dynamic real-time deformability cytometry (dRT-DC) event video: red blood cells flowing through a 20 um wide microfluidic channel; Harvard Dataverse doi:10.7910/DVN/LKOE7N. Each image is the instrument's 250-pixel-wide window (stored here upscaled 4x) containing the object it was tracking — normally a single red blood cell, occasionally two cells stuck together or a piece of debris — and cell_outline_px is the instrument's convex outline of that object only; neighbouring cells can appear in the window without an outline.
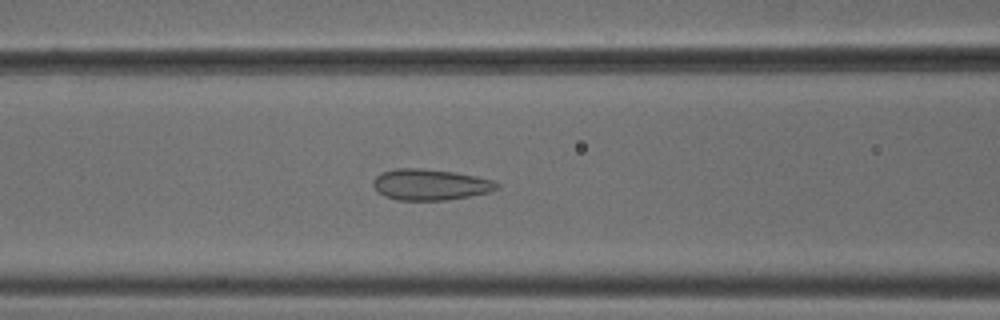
{"species": "common noctule bat (a hibernating species)", "species_latin": "Nyctalus noctula", "temperature_condition": "cold", "stored_images_in_passage": 53, "camera_frame_rate_fps": 3000, "um_per_image_px": 0.085, "animal": {"sex": "male", "body_mass_g": 18.8}, "frame": {"image": 1, "passage_image": 22, "time_ms": 7.0, "image_size_px": [1000, 320], "cell_outline_px": [[500, 188], [488, 192], [448, 200], [396, 200], [384, 196], [372, 184], [372, 180], [380, 172], [396, 168], [420, 168], [452, 172], [476, 176], [492, 180], [500, 184]], "centroid_in_image_um": [36.55, 15.69], "position_along_channel_um": 130.0, "area_um2": 22.37}}
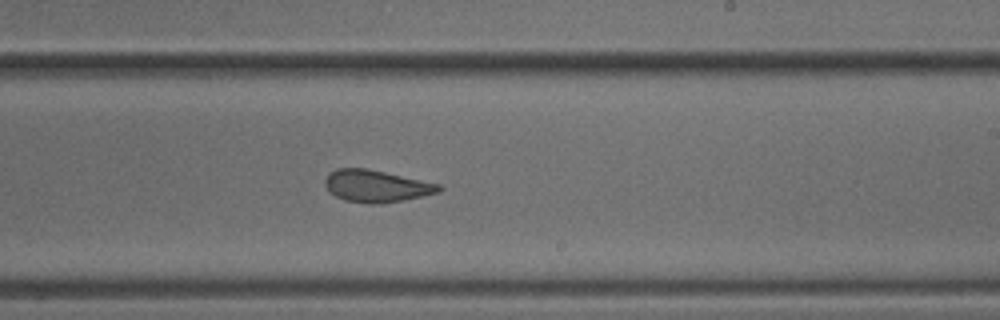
{"frame": {"image": 2, "passage_image": 32, "time_ms": 10.333, "image_size_px": [1000, 320], "cell_outline_px": [[444, 188], [440, 192], [424, 196], [404, 200], [380, 204], [368, 204], [344, 200], [328, 192], [324, 184], [324, 180], [328, 172], [336, 168], [368, 168], [440, 184]], "centroid_in_image_um": [31.97, 15.82], "position_along_channel_um": 257.0, "area_um2": 21.68}}
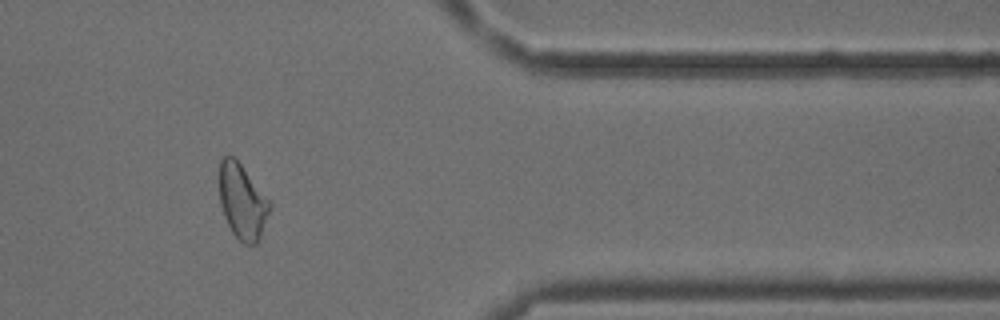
{"frame": {"image": 3, "passage_image": 44, "time_ms": 14.333, "image_size_px": [1000, 320], "cell_outline_px": [[272, 204], [260, 236], [256, 244], [244, 244], [232, 232], [224, 216], [220, 204], [220, 160], [224, 156], [232, 156], [240, 164]], "centroid_in_image_um": [20.59, 17.15], "position_along_channel_um": 390.8, "area_um2": 21.44}, "authors_computed_cell_mechanics": {"area_um2": 22.9466, "velocity_mm_per_s": 3.821, "shape_relaxation_time_tau1_ms": null, "shape_relaxation_time_tau2_ms": 1.4848, "deformation_change_tau1": null, "deformation_change_tau2": 0.0802}}